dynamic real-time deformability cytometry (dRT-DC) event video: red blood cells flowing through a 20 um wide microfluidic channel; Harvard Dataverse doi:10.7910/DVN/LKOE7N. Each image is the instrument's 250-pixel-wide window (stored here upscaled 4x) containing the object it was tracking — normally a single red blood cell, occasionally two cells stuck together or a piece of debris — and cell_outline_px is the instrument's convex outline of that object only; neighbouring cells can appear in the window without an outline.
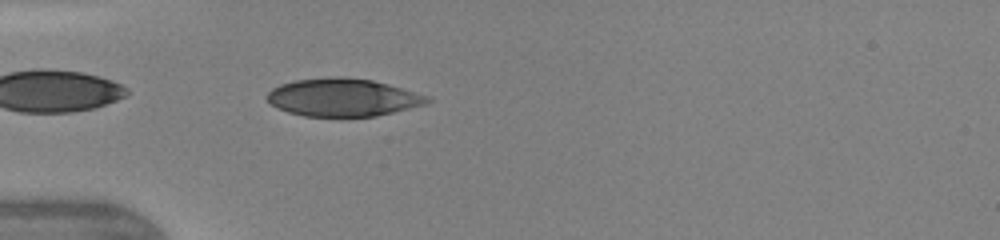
{"species": "human", "species_latin": "Homo sapiens", "temperature_condition": "warm", "stored_images_in_passage": 2, "camera_frame_rate_fps": 3000, "um_per_image_px": 0.085, "donor": {"sex": "female"}, "frame": {"image": 1, "passage_image": 2, "time_ms": 0.333, "image_size_px": [1000, 240], "cell_outline_px": [[432, 100], [428, 104], [376, 116], [304, 116], [288, 112], [276, 108], [268, 100], [268, 92], [272, 88], [280, 84], [296, 80], [332, 76], [344, 76], [372, 80], [388, 84], [428, 96]], "centroid_in_image_um": [29.15, 8.27], "position_along_channel_um": 55.8, "area_um2": 35.32}}